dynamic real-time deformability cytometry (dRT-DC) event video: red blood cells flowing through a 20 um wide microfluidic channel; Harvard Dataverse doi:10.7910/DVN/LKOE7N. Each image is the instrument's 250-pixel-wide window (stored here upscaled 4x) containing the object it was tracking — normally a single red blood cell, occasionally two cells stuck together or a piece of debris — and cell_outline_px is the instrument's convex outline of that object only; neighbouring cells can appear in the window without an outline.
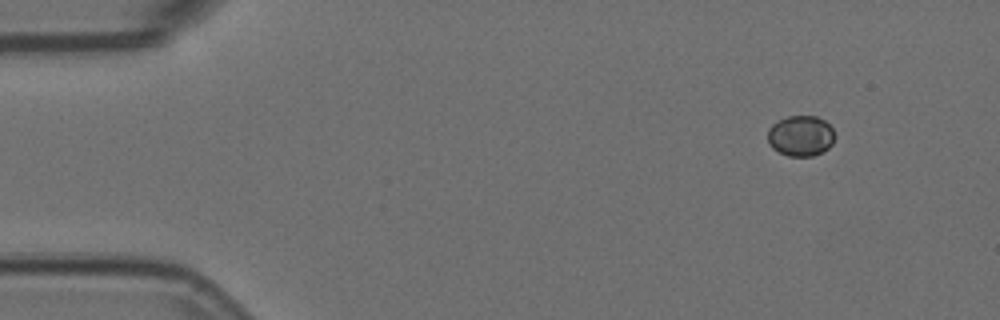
{"species": "Egyptian fruit bat (a non-hibernating species)", "species_latin": "Rousettus aegyptiacus", "temperature_condition": "room temperature", "stored_images_in_passage": 51, "camera_frame_rate_fps": 3000, "um_per_image_px": 0.085, "animal": {"sex": "female"}, "frame": {"image": 1, "passage_image": 1, "time_ms": 0.0, "image_size_px": [1000, 320], "cell_outline_px": [[836, 136], [832, 144], [824, 152], [812, 156], [788, 156], [772, 148], [768, 144], [768, 128], [776, 120], [788, 116], [816, 116], [824, 120], [832, 128]], "centroid_in_image_um": [68.06, 11.54], "position_along_channel_um": 16.9, "area_um2": 16.13}}
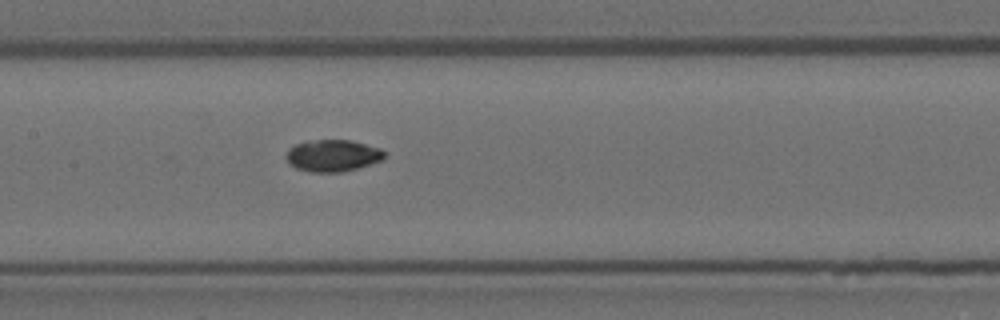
{"frame": {"image": 2, "passage_image": 22, "time_ms": 7.0, "image_size_px": [1000, 320], "cell_outline_px": [[384, 160], [356, 168], [340, 172], [308, 172], [296, 168], [288, 160], [288, 148], [296, 144], [316, 140], [352, 140], [380, 148], [384, 152]], "centroid_in_image_um": [28.32, 13.22], "position_along_channel_um": 179.1, "area_um2": 17.98}}
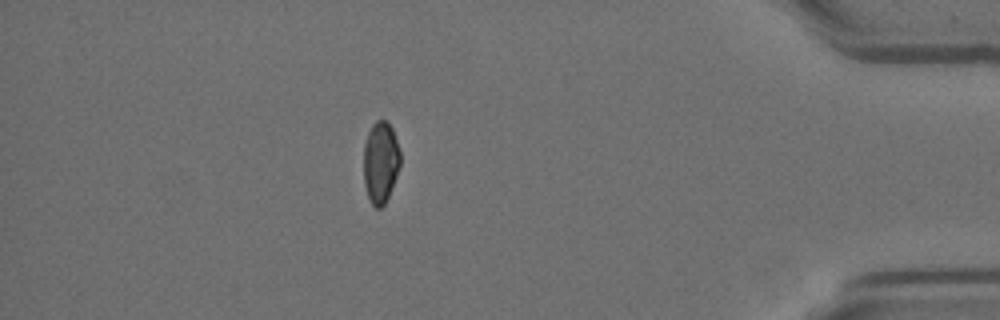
{"frame": {"image": 3, "passage_image": 44, "time_ms": 14.333, "image_size_px": [1000, 320], "cell_outline_px": [[400, 164], [396, 176], [388, 196], [384, 204], [380, 208], [376, 208], [372, 204], [368, 196], [364, 184], [364, 144], [368, 132], [372, 124], [376, 120], [384, 120], [392, 128], [400, 152]], "centroid_in_image_um": [32.33, 13.78], "position_along_channel_um": 402.9, "area_um2": 17.22}, "authors_computed_cell_mechanics": {"area_um2": 17.6868, "velocity_mm_per_s": 3.6793, "shape_relaxation_time_tau1_ms": null, "shape_relaxation_time_tau2_ms": 2.7492, "deformation_change_tau1": null, "deformation_change_tau2": 0.0508}}